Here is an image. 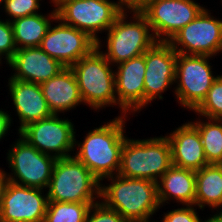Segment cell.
<instances>
[{
  "label": "cell",
  "mask_w": 222,
  "mask_h": 222,
  "mask_svg": "<svg viewBox=\"0 0 222 222\" xmlns=\"http://www.w3.org/2000/svg\"><path fill=\"white\" fill-rule=\"evenodd\" d=\"M65 0L55 9L57 18L66 25L87 33L96 42L126 9L121 0ZM100 36V37H99Z\"/></svg>",
  "instance_id": "cell-7"
},
{
  "label": "cell",
  "mask_w": 222,
  "mask_h": 222,
  "mask_svg": "<svg viewBox=\"0 0 222 222\" xmlns=\"http://www.w3.org/2000/svg\"><path fill=\"white\" fill-rule=\"evenodd\" d=\"M3 110V108L0 109V142L7 136L10 131L9 129L13 126V118L10 112Z\"/></svg>",
  "instance_id": "cell-31"
},
{
  "label": "cell",
  "mask_w": 222,
  "mask_h": 222,
  "mask_svg": "<svg viewBox=\"0 0 222 222\" xmlns=\"http://www.w3.org/2000/svg\"><path fill=\"white\" fill-rule=\"evenodd\" d=\"M4 2H5V0H0V6H2L0 9H2V10H3V6H4Z\"/></svg>",
  "instance_id": "cell-36"
},
{
  "label": "cell",
  "mask_w": 222,
  "mask_h": 222,
  "mask_svg": "<svg viewBox=\"0 0 222 222\" xmlns=\"http://www.w3.org/2000/svg\"><path fill=\"white\" fill-rule=\"evenodd\" d=\"M129 116H116L103 125L89 130L81 141L74 142L73 156L83 163L101 182L103 179L117 175L120 168L121 150L126 135V121ZM77 147V148H76Z\"/></svg>",
  "instance_id": "cell-1"
},
{
  "label": "cell",
  "mask_w": 222,
  "mask_h": 222,
  "mask_svg": "<svg viewBox=\"0 0 222 222\" xmlns=\"http://www.w3.org/2000/svg\"><path fill=\"white\" fill-rule=\"evenodd\" d=\"M8 177L6 171L3 168H0V207L2 204L3 194L8 183Z\"/></svg>",
  "instance_id": "cell-32"
},
{
  "label": "cell",
  "mask_w": 222,
  "mask_h": 222,
  "mask_svg": "<svg viewBox=\"0 0 222 222\" xmlns=\"http://www.w3.org/2000/svg\"><path fill=\"white\" fill-rule=\"evenodd\" d=\"M60 117L53 114L48 118L31 122L17 134L41 153L56 159L73 156L76 134L74 122L68 117Z\"/></svg>",
  "instance_id": "cell-11"
},
{
  "label": "cell",
  "mask_w": 222,
  "mask_h": 222,
  "mask_svg": "<svg viewBox=\"0 0 222 222\" xmlns=\"http://www.w3.org/2000/svg\"><path fill=\"white\" fill-rule=\"evenodd\" d=\"M115 92L120 116H135L144 110V54L114 66ZM132 113V114H131Z\"/></svg>",
  "instance_id": "cell-16"
},
{
  "label": "cell",
  "mask_w": 222,
  "mask_h": 222,
  "mask_svg": "<svg viewBox=\"0 0 222 222\" xmlns=\"http://www.w3.org/2000/svg\"><path fill=\"white\" fill-rule=\"evenodd\" d=\"M181 125L165 135L171 148L172 165L193 171L200 170L209 163L204 154L199 131L190 121Z\"/></svg>",
  "instance_id": "cell-19"
},
{
  "label": "cell",
  "mask_w": 222,
  "mask_h": 222,
  "mask_svg": "<svg viewBox=\"0 0 222 222\" xmlns=\"http://www.w3.org/2000/svg\"><path fill=\"white\" fill-rule=\"evenodd\" d=\"M54 22L39 47L63 66L71 67L97 47L96 41L87 33L64 24L58 18Z\"/></svg>",
  "instance_id": "cell-14"
},
{
  "label": "cell",
  "mask_w": 222,
  "mask_h": 222,
  "mask_svg": "<svg viewBox=\"0 0 222 222\" xmlns=\"http://www.w3.org/2000/svg\"><path fill=\"white\" fill-rule=\"evenodd\" d=\"M48 201L97 203L100 181L74 156L55 160L46 189Z\"/></svg>",
  "instance_id": "cell-6"
},
{
  "label": "cell",
  "mask_w": 222,
  "mask_h": 222,
  "mask_svg": "<svg viewBox=\"0 0 222 222\" xmlns=\"http://www.w3.org/2000/svg\"><path fill=\"white\" fill-rule=\"evenodd\" d=\"M211 56L177 53L175 85L172 91L176 103L193 111L206 97L214 80L219 76L212 71ZM212 65V66H211Z\"/></svg>",
  "instance_id": "cell-8"
},
{
  "label": "cell",
  "mask_w": 222,
  "mask_h": 222,
  "mask_svg": "<svg viewBox=\"0 0 222 222\" xmlns=\"http://www.w3.org/2000/svg\"><path fill=\"white\" fill-rule=\"evenodd\" d=\"M93 204L48 201L44 222H86Z\"/></svg>",
  "instance_id": "cell-25"
},
{
  "label": "cell",
  "mask_w": 222,
  "mask_h": 222,
  "mask_svg": "<svg viewBox=\"0 0 222 222\" xmlns=\"http://www.w3.org/2000/svg\"><path fill=\"white\" fill-rule=\"evenodd\" d=\"M126 7H138L144 0H121Z\"/></svg>",
  "instance_id": "cell-34"
},
{
  "label": "cell",
  "mask_w": 222,
  "mask_h": 222,
  "mask_svg": "<svg viewBox=\"0 0 222 222\" xmlns=\"http://www.w3.org/2000/svg\"><path fill=\"white\" fill-rule=\"evenodd\" d=\"M57 19L56 9L49 13L39 12L11 21L17 49L39 47L52 22Z\"/></svg>",
  "instance_id": "cell-23"
},
{
  "label": "cell",
  "mask_w": 222,
  "mask_h": 222,
  "mask_svg": "<svg viewBox=\"0 0 222 222\" xmlns=\"http://www.w3.org/2000/svg\"><path fill=\"white\" fill-rule=\"evenodd\" d=\"M44 191L8 181L0 207V222H44L48 203Z\"/></svg>",
  "instance_id": "cell-15"
},
{
  "label": "cell",
  "mask_w": 222,
  "mask_h": 222,
  "mask_svg": "<svg viewBox=\"0 0 222 222\" xmlns=\"http://www.w3.org/2000/svg\"><path fill=\"white\" fill-rule=\"evenodd\" d=\"M144 108L175 85L177 52L168 42H156L144 53Z\"/></svg>",
  "instance_id": "cell-13"
},
{
  "label": "cell",
  "mask_w": 222,
  "mask_h": 222,
  "mask_svg": "<svg viewBox=\"0 0 222 222\" xmlns=\"http://www.w3.org/2000/svg\"><path fill=\"white\" fill-rule=\"evenodd\" d=\"M40 86L52 114L64 115L65 112L84 105L77 79L70 67H65Z\"/></svg>",
  "instance_id": "cell-20"
},
{
  "label": "cell",
  "mask_w": 222,
  "mask_h": 222,
  "mask_svg": "<svg viewBox=\"0 0 222 222\" xmlns=\"http://www.w3.org/2000/svg\"><path fill=\"white\" fill-rule=\"evenodd\" d=\"M16 51L11 22L0 17V63H7Z\"/></svg>",
  "instance_id": "cell-28"
},
{
  "label": "cell",
  "mask_w": 222,
  "mask_h": 222,
  "mask_svg": "<svg viewBox=\"0 0 222 222\" xmlns=\"http://www.w3.org/2000/svg\"><path fill=\"white\" fill-rule=\"evenodd\" d=\"M65 0H50L49 1V4H53V5H50V6H53L54 8H56L60 3L64 2Z\"/></svg>",
  "instance_id": "cell-35"
},
{
  "label": "cell",
  "mask_w": 222,
  "mask_h": 222,
  "mask_svg": "<svg viewBox=\"0 0 222 222\" xmlns=\"http://www.w3.org/2000/svg\"><path fill=\"white\" fill-rule=\"evenodd\" d=\"M198 116L210 119H222V75L220 74L213 82L206 97L192 111Z\"/></svg>",
  "instance_id": "cell-26"
},
{
  "label": "cell",
  "mask_w": 222,
  "mask_h": 222,
  "mask_svg": "<svg viewBox=\"0 0 222 222\" xmlns=\"http://www.w3.org/2000/svg\"><path fill=\"white\" fill-rule=\"evenodd\" d=\"M190 122L198 129L209 164H222V119L198 116Z\"/></svg>",
  "instance_id": "cell-24"
},
{
  "label": "cell",
  "mask_w": 222,
  "mask_h": 222,
  "mask_svg": "<svg viewBox=\"0 0 222 222\" xmlns=\"http://www.w3.org/2000/svg\"><path fill=\"white\" fill-rule=\"evenodd\" d=\"M147 19L157 42H169L205 8L195 0H144L136 7Z\"/></svg>",
  "instance_id": "cell-10"
},
{
  "label": "cell",
  "mask_w": 222,
  "mask_h": 222,
  "mask_svg": "<svg viewBox=\"0 0 222 222\" xmlns=\"http://www.w3.org/2000/svg\"><path fill=\"white\" fill-rule=\"evenodd\" d=\"M77 79L84 105L96 112L117 107L114 66L95 47L70 67Z\"/></svg>",
  "instance_id": "cell-5"
},
{
  "label": "cell",
  "mask_w": 222,
  "mask_h": 222,
  "mask_svg": "<svg viewBox=\"0 0 222 222\" xmlns=\"http://www.w3.org/2000/svg\"><path fill=\"white\" fill-rule=\"evenodd\" d=\"M106 179L110 183L105 186L103 181ZM100 201L128 222H151L153 215L161 209L156 182L118 174L100 182Z\"/></svg>",
  "instance_id": "cell-2"
},
{
  "label": "cell",
  "mask_w": 222,
  "mask_h": 222,
  "mask_svg": "<svg viewBox=\"0 0 222 222\" xmlns=\"http://www.w3.org/2000/svg\"><path fill=\"white\" fill-rule=\"evenodd\" d=\"M197 209L195 205H182L180 208L163 212V218L155 222H208V219H201Z\"/></svg>",
  "instance_id": "cell-29"
},
{
  "label": "cell",
  "mask_w": 222,
  "mask_h": 222,
  "mask_svg": "<svg viewBox=\"0 0 222 222\" xmlns=\"http://www.w3.org/2000/svg\"><path fill=\"white\" fill-rule=\"evenodd\" d=\"M196 173L195 206L212 210L222 208V164H209Z\"/></svg>",
  "instance_id": "cell-22"
},
{
  "label": "cell",
  "mask_w": 222,
  "mask_h": 222,
  "mask_svg": "<svg viewBox=\"0 0 222 222\" xmlns=\"http://www.w3.org/2000/svg\"><path fill=\"white\" fill-rule=\"evenodd\" d=\"M6 64L12 69L9 78L36 84L49 80L65 68L40 47L17 49Z\"/></svg>",
  "instance_id": "cell-17"
},
{
  "label": "cell",
  "mask_w": 222,
  "mask_h": 222,
  "mask_svg": "<svg viewBox=\"0 0 222 222\" xmlns=\"http://www.w3.org/2000/svg\"><path fill=\"white\" fill-rule=\"evenodd\" d=\"M42 0H5L3 12L7 15L6 20L13 21L25 16L34 15L40 12ZM11 17V18H10Z\"/></svg>",
  "instance_id": "cell-27"
},
{
  "label": "cell",
  "mask_w": 222,
  "mask_h": 222,
  "mask_svg": "<svg viewBox=\"0 0 222 222\" xmlns=\"http://www.w3.org/2000/svg\"><path fill=\"white\" fill-rule=\"evenodd\" d=\"M211 14L206 6L193 21L177 32L168 43L177 53L219 56L218 54L222 53V19Z\"/></svg>",
  "instance_id": "cell-12"
},
{
  "label": "cell",
  "mask_w": 222,
  "mask_h": 222,
  "mask_svg": "<svg viewBox=\"0 0 222 222\" xmlns=\"http://www.w3.org/2000/svg\"><path fill=\"white\" fill-rule=\"evenodd\" d=\"M8 152L6 162L11 172L8 180L27 187L47 189L56 158L41 153L18 134Z\"/></svg>",
  "instance_id": "cell-9"
},
{
  "label": "cell",
  "mask_w": 222,
  "mask_h": 222,
  "mask_svg": "<svg viewBox=\"0 0 222 222\" xmlns=\"http://www.w3.org/2000/svg\"><path fill=\"white\" fill-rule=\"evenodd\" d=\"M171 166V148L166 136L144 139L126 137L117 174L157 183Z\"/></svg>",
  "instance_id": "cell-4"
},
{
  "label": "cell",
  "mask_w": 222,
  "mask_h": 222,
  "mask_svg": "<svg viewBox=\"0 0 222 222\" xmlns=\"http://www.w3.org/2000/svg\"><path fill=\"white\" fill-rule=\"evenodd\" d=\"M8 94L19 119L17 131L31 122L52 116L40 84L8 78Z\"/></svg>",
  "instance_id": "cell-18"
},
{
  "label": "cell",
  "mask_w": 222,
  "mask_h": 222,
  "mask_svg": "<svg viewBox=\"0 0 222 222\" xmlns=\"http://www.w3.org/2000/svg\"><path fill=\"white\" fill-rule=\"evenodd\" d=\"M105 35L104 40L96 42L97 48L113 66L144 54L157 42L147 19L136 7H126Z\"/></svg>",
  "instance_id": "cell-3"
},
{
  "label": "cell",
  "mask_w": 222,
  "mask_h": 222,
  "mask_svg": "<svg viewBox=\"0 0 222 222\" xmlns=\"http://www.w3.org/2000/svg\"><path fill=\"white\" fill-rule=\"evenodd\" d=\"M86 222H128L117 211L106 207L101 201L89 209Z\"/></svg>",
  "instance_id": "cell-30"
},
{
  "label": "cell",
  "mask_w": 222,
  "mask_h": 222,
  "mask_svg": "<svg viewBox=\"0 0 222 222\" xmlns=\"http://www.w3.org/2000/svg\"><path fill=\"white\" fill-rule=\"evenodd\" d=\"M195 187V171L172 165L157 182L160 207L172 201L179 205H195Z\"/></svg>",
  "instance_id": "cell-21"
},
{
  "label": "cell",
  "mask_w": 222,
  "mask_h": 222,
  "mask_svg": "<svg viewBox=\"0 0 222 222\" xmlns=\"http://www.w3.org/2000/svg\"><path fill=\"white\" fill-rule=\"evenodd\" d=\"M210 216L207 218L208 222H222V209H216L214 215L209 214Z\"/></svg>",
  "instance_id": "cell-33"
}]
</instances>
